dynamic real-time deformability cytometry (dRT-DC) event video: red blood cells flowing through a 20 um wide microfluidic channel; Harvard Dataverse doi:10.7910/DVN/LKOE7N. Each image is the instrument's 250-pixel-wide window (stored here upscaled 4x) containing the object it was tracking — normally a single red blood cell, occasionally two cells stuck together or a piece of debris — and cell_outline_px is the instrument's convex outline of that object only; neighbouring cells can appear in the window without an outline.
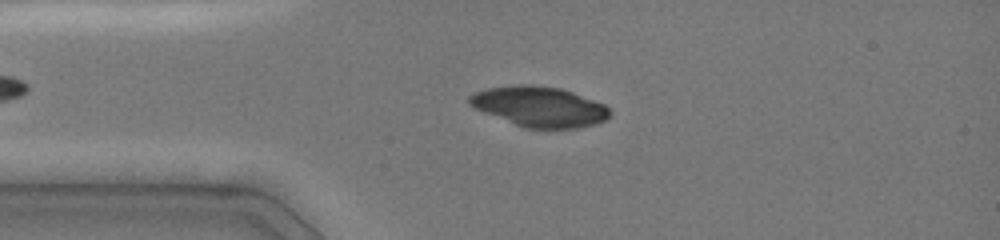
{"species": "common noctule bat (a hibernating species)", "species_latin": "Nyctalus noctula", "temperature_condition": "cold", "stored_images_in_passage": 5, "camera_frame_rate_fps": 3000, "um_per_image_px": 0.085, "animal": {"sex": "female", "body_mass_g": 19.0, "forearm_length_mm": 51.5}, "frame": {"image": 1, "passage_image": 3, "time_ms": 1.667, "image_size_px": [1000, 240], "cell_outline_px": [[612, 112], [604, 120], [592, 124], [576, 128], [524, 128], [476, 108], [468, 104], [468, 96], [472, 92], [488, 88], [516, 84], [532, 84], [560, 88], [572, 92], [604, 104]], "centroid_in_image_um": [45.82, 9.04], "position_along_channel_um": 39.2, "area_um2": 32.66}}